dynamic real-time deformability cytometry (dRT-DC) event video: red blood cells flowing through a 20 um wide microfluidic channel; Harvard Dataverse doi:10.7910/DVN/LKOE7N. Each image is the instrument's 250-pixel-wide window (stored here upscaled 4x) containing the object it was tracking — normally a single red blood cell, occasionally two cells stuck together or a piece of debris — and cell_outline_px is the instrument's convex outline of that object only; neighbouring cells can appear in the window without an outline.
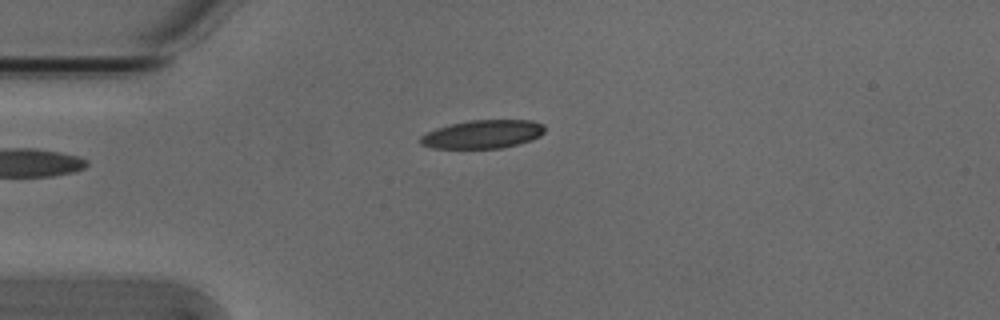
{"species": "Egyptian fruit bat (a non-hibernating species)", "species_latin": "Rousettus aegyptiacus", "temperature_condition": "cold", "stored_images_in_passage": 3, "camera_frame_rate_fps": 3000, "um_per_image_px": 0.085, "animal": {"sex": "male"}, "frame": {"image": 1, "passage_image": 1, "time_ms": 0.0, "image_size_px": [1000, 320], "cell_outline_px": [[544, 132], [540, 136], [532, 140], [500, 148], [432, 148], [420, 144], [420, 136], [436, 128], [468, 120], [532, 120], [544, 124]], "centroid_in_image_um": [41.04, 11.4], "position_along_channel_um": 44.0, "area_um2": 20.52}}
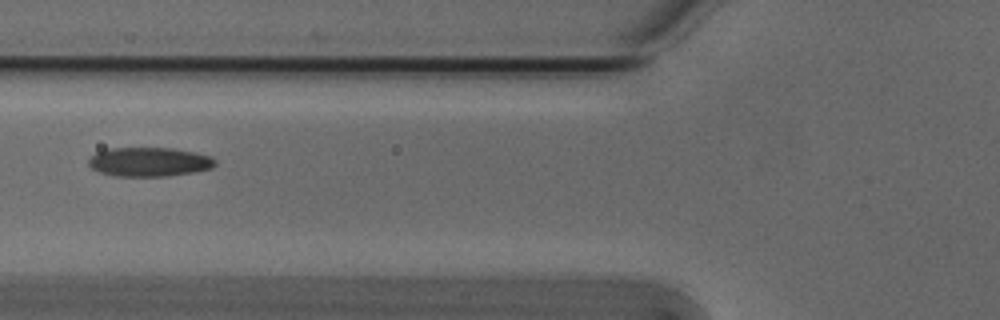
{"frame": {"image": 2, "passage_image": 3, "time_ms": 0.667, "image_size_px": [1000, 320], "cell_outline_px": [[216, 164], [212, 168], [192, 172], [164, 176], [116, 176], [100, 172], [92, 168], [88, 164], [88, 160], [92, 156], [108, 148], [172, 148], [196, 152], [212, 156], [216, 160]], "centroid_in_image_um": [12.72, 13.75], "position_along_channel_um": 113.1, "area_um2": 21.39}}